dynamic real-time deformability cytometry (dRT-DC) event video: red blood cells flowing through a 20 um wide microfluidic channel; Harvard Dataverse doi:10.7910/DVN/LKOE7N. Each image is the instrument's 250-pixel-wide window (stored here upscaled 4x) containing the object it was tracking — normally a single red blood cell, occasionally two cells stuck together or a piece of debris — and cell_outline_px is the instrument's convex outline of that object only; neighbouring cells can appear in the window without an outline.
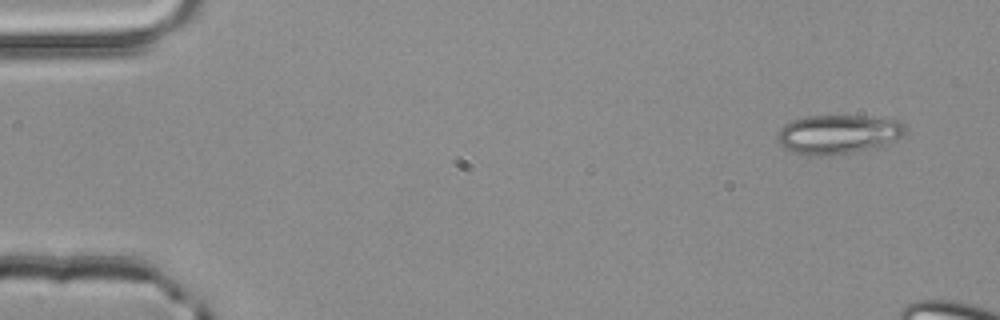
{"species": "common noctule bat (a hibernating species)", "species_latin": "Nyctalus noctula", "temperature_condition": "room temperature", "stored_images_in_passage": 13, "camera_frame_rate_fps": 3000, "um_per_image_px": 0.085, "animal": {"sex": "male", "body_mass_g": 20.4}, "frame": {"image": 1, "passage_image": 4, "time_ms": 1.0, "image_size_px": [1000, 320], "cell_outline_px": [[908, 128], [900, 136], [884, 144], [852, 152], [812, 156], [796, 152], [784, 148], [776, 140], [776, 136], [784, 124], [792, 120], [804, 116], [864, 116], [900, 120]], "centroid_in_image_um": [71.2, 11.39], "position_along_channel_um": 13.8, "area_um2": 28.73}}